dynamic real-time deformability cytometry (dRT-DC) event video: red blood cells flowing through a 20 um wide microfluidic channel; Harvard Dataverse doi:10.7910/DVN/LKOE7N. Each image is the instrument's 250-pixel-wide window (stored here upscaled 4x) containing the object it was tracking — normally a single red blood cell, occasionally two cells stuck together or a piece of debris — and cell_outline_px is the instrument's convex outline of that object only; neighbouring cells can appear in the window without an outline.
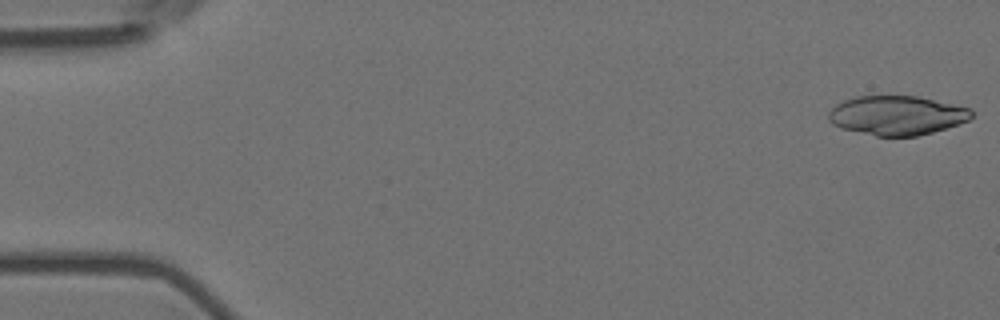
{"species": "Egyptian fruit bat (a non-hibernating species)", "species_latin": "Rousettus aegyptiacus", "temperature_condition": "room temperature", "stored_images_in_passage": 14, "camera_frame_rate_fps": 3000, "um_per_image_px": 0.085, "animal": {"sex": "female"}, "frame": {"image": 1, "passage_image": 1, "time_ms": 0.0, "image_size_px": [1000, 320], "cell_outline_px": [[972, 116], [968, 120], [932, 132], [916, 136], [876, 136], [840, 128], [832, 124], [828, 120], [828, 112], [836, 104], [844, 100], [856, 96], [916, 96], [972, 108]], "centroid_in_image_um": [76.19, 9.8], "position_along_channel_um": 8.8, "area_um2": 32.6}}